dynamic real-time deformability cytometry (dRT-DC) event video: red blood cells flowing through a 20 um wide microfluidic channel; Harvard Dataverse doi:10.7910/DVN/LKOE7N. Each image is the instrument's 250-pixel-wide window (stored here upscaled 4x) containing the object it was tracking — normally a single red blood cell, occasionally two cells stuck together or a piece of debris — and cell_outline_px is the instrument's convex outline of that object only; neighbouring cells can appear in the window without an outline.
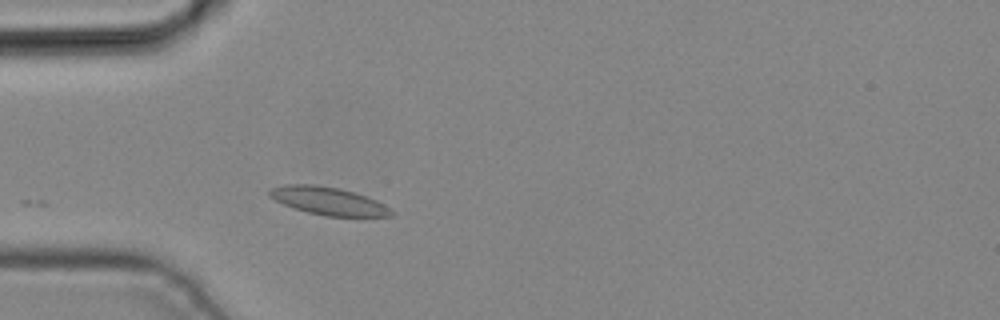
{"species": "common noctule bat (a hibernating species)", "species_latin": "Nyctalus noctula", "temperature_condition": "cold", "stored_images_in_passage": 2, "camera_frame_rate_fps": 3000, "um_per_image_px": 0.085, "animal": {"sex": "male", "body_mass_g": 19.2, "forearm_length_mm": 51.8}, "frame": {"image": 1, "passage_image": 2, "time_ms": 0.333, "image_size_px": [1000, 320], "cell_outline_px": [[396, 212], [392, 216], [324, 216], [308, 212], [284, 204], [268, 196], [268, 192], [272, 188], [284, 184], [316, 184], [340, 188], [368, 196], [384, 204]], "centroid_in_image_um": [27.94, 17.07], "position_along_channel_um": 57.1, "area_um2": 19.83}}